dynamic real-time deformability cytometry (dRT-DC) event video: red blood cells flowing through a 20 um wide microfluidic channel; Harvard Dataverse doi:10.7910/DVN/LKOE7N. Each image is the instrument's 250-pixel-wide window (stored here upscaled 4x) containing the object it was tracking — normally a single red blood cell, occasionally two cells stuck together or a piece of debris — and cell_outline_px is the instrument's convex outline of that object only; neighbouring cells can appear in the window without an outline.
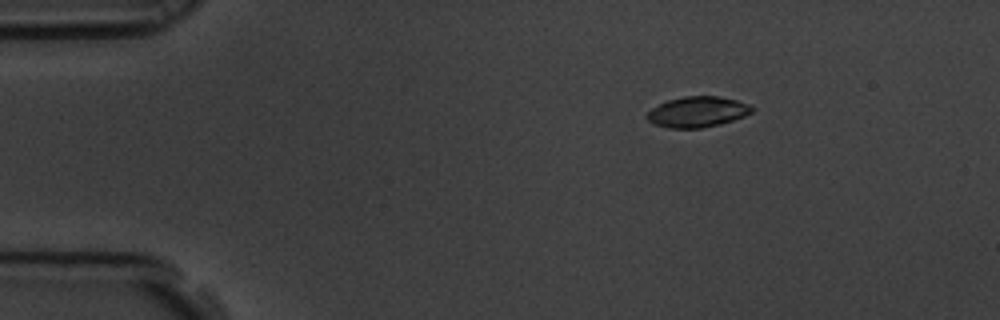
{"species": "common noctule bat (a hibernating species)", "species_latin": "Nyctalus noctula", "temperature_condition": "room temperature", "stored_images_in_passage": 60, "camera_frame_rate_fps": 3000, "um_per_image_px": 0.085, "animal": {"sex": "male", "body_mass_g": 19.5, "forearm_length_mm": 54.6}, "frame": {"image": 1, "passage_image": 10, "time_ms": 3.0, "image_size_px": [1000, 320], "cell_outline_px": [[756, 108], [752, 112], [744, 116], [720, 124], [700, 128], [668, 128], [656, 124], [648, 120], [648, 112], [652, 108], [668, 100], [684, 96], [716, 96], [736, 100], [748, 104]], "centroid_in_image_um": [59.31, 9.51], "position_along_channel_um": 25.7, "area_um2": 18.5}}
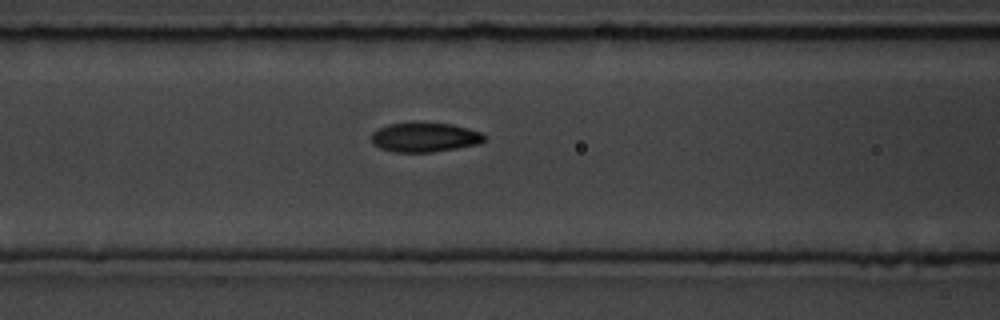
{"frame": {"image": 2, "passage_image": 25, "time_ms": 8.0, "image_size_px": [1000, 320], "cell_outline_px": [[484, 140], [480, 144], [432, 152], [396, 152], [380, 148], [372, 144], [372, 132], [388, 124], [452, 124], [468, 128], [480, 132], [484, 136]], "centroid_in_image_um": [36.1, 11.69], "position_along_channel_um": 130.5, "area_um2": 18.9}}
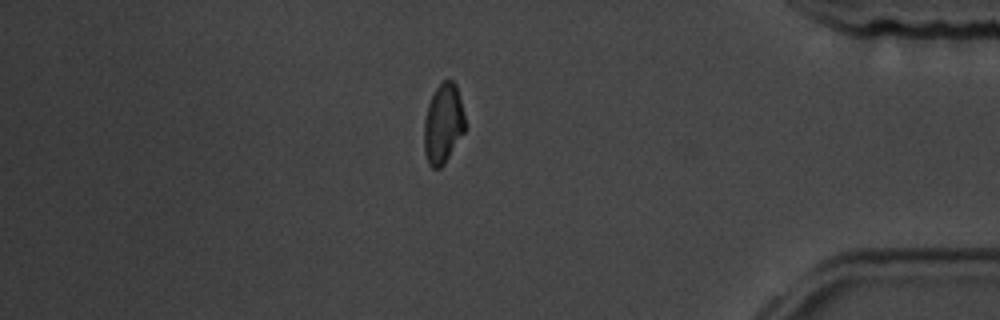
{"frame": {"image": 3, "passage_image": 51, "time_ms": 16.667, "image_size_px": [1000, 320], "cell_outline_px": [[464, 132], [444, 164], [440, 168], [432, 168], [428, 164], [424, 152], [424, 120], [428, 104], [436, 88], [444, 80], [452, 80], [456, 84], [464, 116]], "centroid_in_image_um": [37.65, 10.54], "position_along_channel_um": 397.6, "area_um2": 18.84}, "authors_computed_cell_mechanics": {"area_um2": 19.074, "velocity_mm_per_s": 3.4669, "shape_relaxation_time_tau1_ms": 2.6901, "shape_relaxation_time_tau2_ms": 2.6799, "deformation_change_tau1": 0.1, "deformation_change_tau2": 0.0528}}